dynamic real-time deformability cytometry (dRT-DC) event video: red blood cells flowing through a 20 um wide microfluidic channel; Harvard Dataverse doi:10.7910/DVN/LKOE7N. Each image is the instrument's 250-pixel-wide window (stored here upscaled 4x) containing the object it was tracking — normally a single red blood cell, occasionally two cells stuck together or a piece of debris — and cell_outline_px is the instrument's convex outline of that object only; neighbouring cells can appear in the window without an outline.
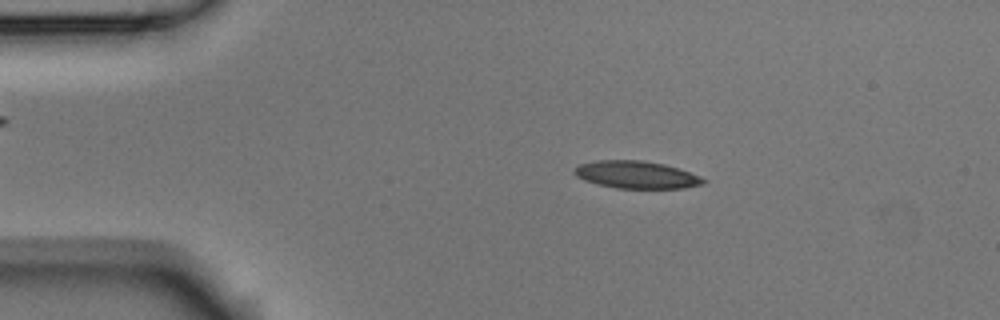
{"species": "Egyptian fruit bat (a non-hibernating species)", "species_latin": "Rousettus aegyptiacus", "temperature_condition": "room temperature", "stored_images_in_passage": 5, "camera_frame_rate_fps": 3000, "um_per_image_px": 0.085, "animal": {"sex": "male"}, "frame": {"image": 1, "passage_image": 2, "time_ms": 0.333, "image_size_px": [1000, 320], "cell_outline_px": [[708, 180], [704, 184], [684, 188], [616, 188], [584, 180], [576, 176], [572, 172], [580, 164], [596, 160], [644, 160], [664, 164], [680, 168], [700, 176]], "centroid_in_image_um": [54.13, 14.84], "position_along_channel_um": 30.9, "area_um2": 20.69}}
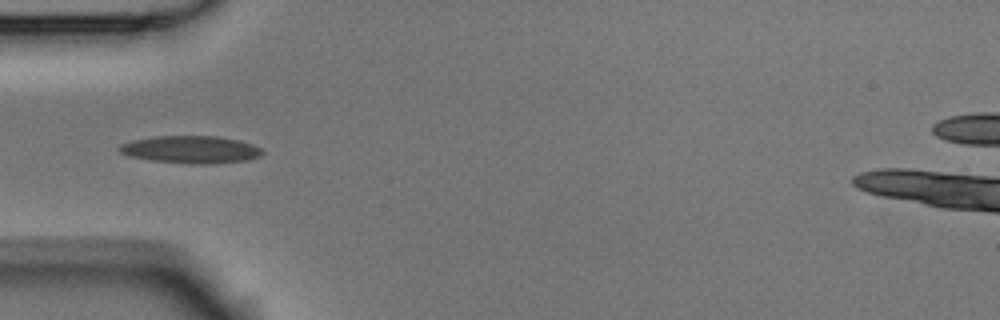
{"frame": {"image": 2, "passage_image": 4, "time_ms": 1.0, "image_size_px": [1000, 320], "cell_outline_px": [[264, 152], [260, 156], [244, 160], [212, 164], [192, 164], [152, 160], [128, 156], [120, 152], [116, 148], [120, 144], [132, 140], [156, 136], [216, 136], [240, 140], [252, 144], [260, 148]], "centroid_in_image_um": [16.19, 12.71], "position_along_channel_um": 68.8, "area_um2": 22.89}}
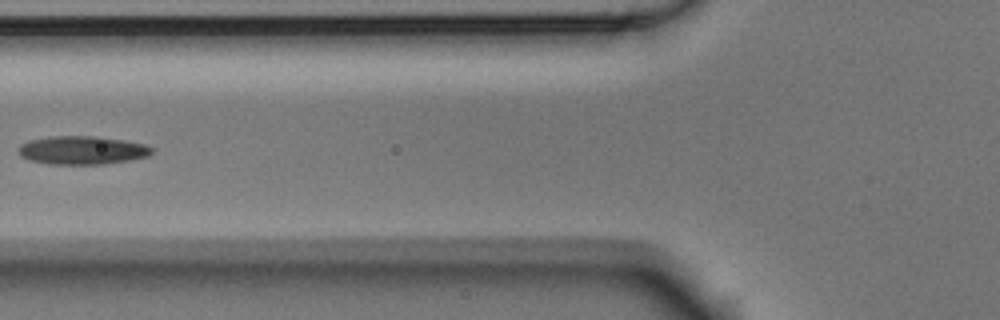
{"frame": {"image": 3, "passage_image": 5, "time_ms": 1.333, "image_size_px": [1000, 320], "cell_outline_px": [[152, 152], [148, 156], [132, 160], [104, 164], [48, 164], [28, 160], [20, 156], [20, 144], [28, 140], [48, 136], [96, 136], [124, 140], [144, 144], [152, 148]], "centroid_in_image_um": [6.97, 12.77], "position_along_channel_um": 118.8, "area_um2": 22.2}}